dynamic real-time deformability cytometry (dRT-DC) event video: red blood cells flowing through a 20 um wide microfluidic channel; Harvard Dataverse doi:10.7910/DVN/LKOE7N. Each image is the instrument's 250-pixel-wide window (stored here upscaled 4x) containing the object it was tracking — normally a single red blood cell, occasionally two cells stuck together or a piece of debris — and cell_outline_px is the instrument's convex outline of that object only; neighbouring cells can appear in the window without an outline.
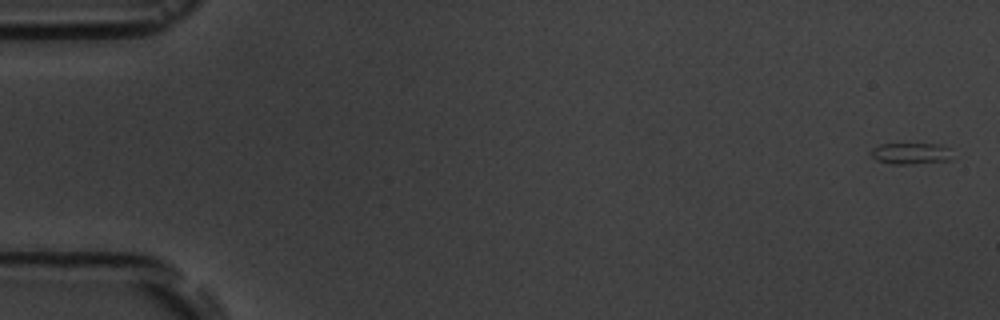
{"species": "common noctule bat (a hibernating species)", "species_latin": "Nyctalus noctula", "temperature_condition": "room temperature", "stored_images_in_passage": 5, "camera_frame_rate_fps": 3000, "um_per_image_px": 0.085, "animal": {"sex": "male", "body_mass_g": 19.5, "forearm_length_mm": 54.6}, "frame": {"image": 1, "passage_image": 1, "time_ms": 0.0, "image_size_px": [1000, 320], "cell_outline_px": [[952, 160], [908, 164], [892, 164], [876, 160], [872, 156], [872, 148], [880, 144], [940, 144], [948, 148]], "centroid_in_image_um": [77.41, 13.04], "position_along_channel_um": 7.6, "area_um2": 10.0}}